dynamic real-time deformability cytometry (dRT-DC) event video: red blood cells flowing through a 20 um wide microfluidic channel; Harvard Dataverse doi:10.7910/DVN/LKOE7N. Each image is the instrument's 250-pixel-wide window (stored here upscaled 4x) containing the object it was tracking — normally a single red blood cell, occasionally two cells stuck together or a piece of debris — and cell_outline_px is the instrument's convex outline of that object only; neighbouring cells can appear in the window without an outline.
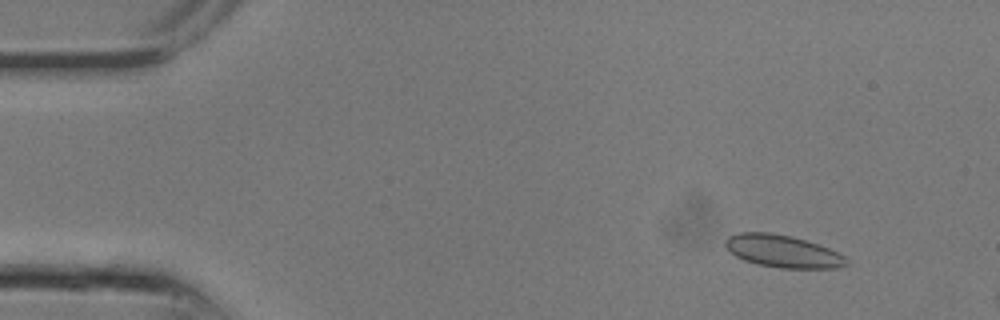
{"species": "common noctule bat (a hibernating species)", "species_latin": "Nyctalus noctula", "temperature_condition": "room temperature", "stored_images_in_passage": 11, "camera_frame_rate_fps": 3000, "um_per_image_px": 0.085, "animal": {"sex": "male", "body_mass_g": 13.3}, "frame": {"image": 1, "passage_image": 3, "time_ms": 0.667, "image_size_px": [1000, 320], "cell_outline_px": [[848, 264], [836, 268], [780, 268], [756, 264], [744, 260], [736, 256], [724, 244], [724, 240], [728, 236], [740, 232], [772, 232], [792, 236], [828, 248], [844, 256], [848, 260]], "centroid_in_image_um": [66.5, 21.35], "position_along_channel_um": 18.5, "area_um2": 22.77}}
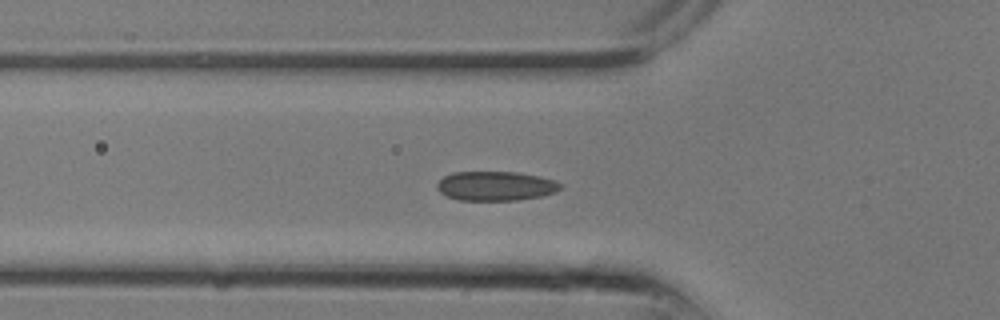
{"frame": {"image": 2, "passage_image": 9, "time_ms": 2.667, "image_size_px": [1000, 320], "cell_outline_px": [[560, 188], [556, 192], [540, 196], [516, 200], [456, 200], [440, 192], [436, 188], [436, 184], [444, 176], [452, 172], [516, 172], [540, 176], [552, 180], [560, 184]], "centroid_in_image_um": [42.09, 15.81], "position_along_channel_um": 83.7, "area_um2": 20.98}}
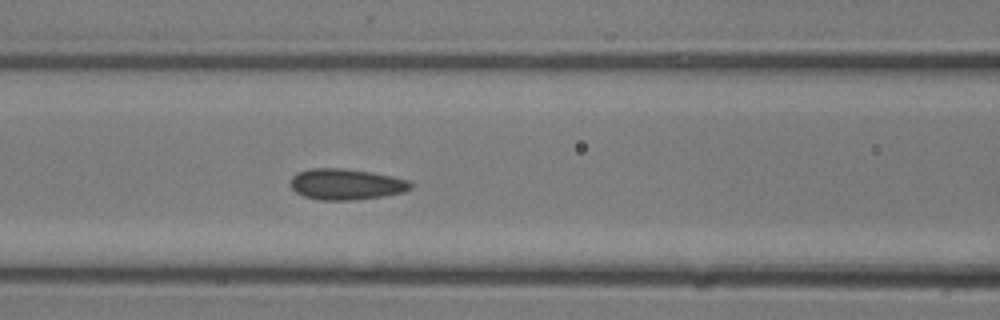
{"frame": {"image": 3, "passage_image": 11, "time_ms": 3.333, "image_size_px": [1000, 320], "cell_outline_px": [[412, 188], [404, 192], [384, 196], [352, 200], [320, 200], [304, 196], [296, 192], [292, 188], [292, 176], [296, 172], [308, 168], [344, 168], [372, 172], [392, 176], [408, 180], [412, 184]], "centroid_in_image_um": [29.43, 15.65], "position_along_channel_um": 137.2, "area_um2": 21.79}}